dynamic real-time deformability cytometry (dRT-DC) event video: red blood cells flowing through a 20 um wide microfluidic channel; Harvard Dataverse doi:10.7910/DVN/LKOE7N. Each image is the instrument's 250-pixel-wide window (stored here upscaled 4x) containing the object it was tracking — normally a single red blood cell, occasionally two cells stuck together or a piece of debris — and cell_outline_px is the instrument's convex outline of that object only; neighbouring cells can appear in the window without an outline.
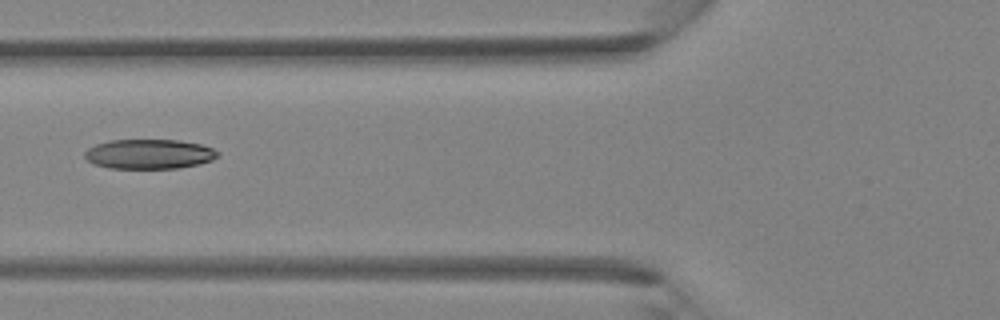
{"species": "Egyptian fruit bat (a non-hibernating species)", "species_latin": "Rousettus aegyptiacus", "temperature_condition": "room temperature", "stored_images_in_passage": 3, "camera_frame_rate_fps": 3000, "um_per_image_px": 0.085, "animal": {"sex": "female"}, "frame": {"image": 1, "passage_image": 3, "time_ms": 0.667, "image_size_px": [1000, 320], "cell_outline_px": [[220, 156], [212, 160], [196, 164], [176, 168], [108, 168], [92, 164], [84, 156], [84, 152], [88, 148], [96, 144], [108, 140], [176, 140], [200, 144], [212, 148], [220, 152]], "centroid_in_image_um": [12.65, 13.09], "position_along_channel_um": 113.1, "area_um2": 23.0}}